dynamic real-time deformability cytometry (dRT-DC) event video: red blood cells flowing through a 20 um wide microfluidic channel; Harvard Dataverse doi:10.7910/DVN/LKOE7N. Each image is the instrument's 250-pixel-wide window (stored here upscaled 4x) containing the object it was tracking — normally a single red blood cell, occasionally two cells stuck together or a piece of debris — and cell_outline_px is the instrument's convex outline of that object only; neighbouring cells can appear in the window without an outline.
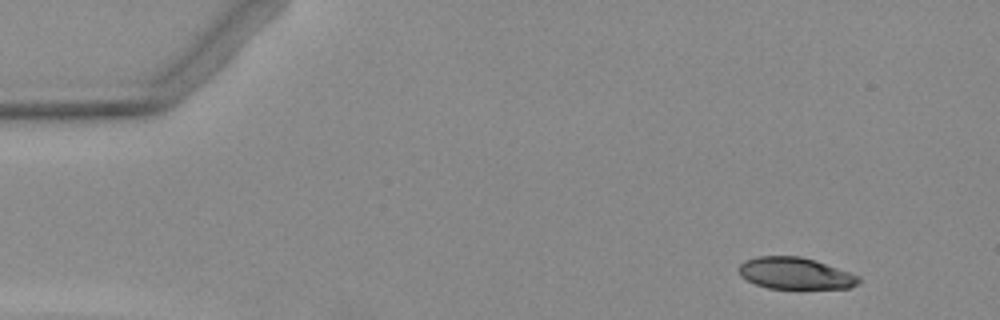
{"species": "Egyptian fruit bat (a non-hibernating species)", "species_latin": "Rousettus aegyptiacus", "temperature_condition": "warm", "stored_images_in_passage": 3, "camera_frame_rate_fps": 3000, "um_per_image_px": 0.085, "animal": {"sex": "female"}, "frame": {"image": 1, "passage_image": 1, "time_ms": 0.0, "image_size_px": [1000, 320], "cell_outline_px": [[860, 280], [856, 284], [848, 288], [768, 288], [756, 284], [740, 276], [740, 264], [756, 256], [800, 256], [860, 276]], "centroid_in_image_um": [67.57, 23.24], "position_along_channel_um": 17.4, "area_um2": 21.56}}